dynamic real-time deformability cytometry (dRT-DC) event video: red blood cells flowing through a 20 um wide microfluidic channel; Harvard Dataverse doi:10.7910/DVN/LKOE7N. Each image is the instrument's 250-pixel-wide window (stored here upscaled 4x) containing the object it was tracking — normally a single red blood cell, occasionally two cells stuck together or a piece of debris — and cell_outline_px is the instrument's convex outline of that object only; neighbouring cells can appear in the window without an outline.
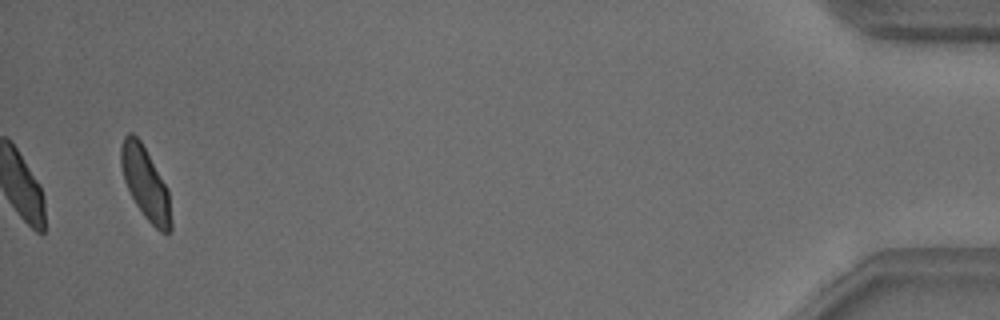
{"species": "common noctule bat (a hibernating species)", "species_latin": "Nyctalus noctula", "temperature_condition": "warm", "stored_images_in_passage": 39, "camera_frame_rate_fps": 3000, "um_per_image_px": 0.085, "animal": {"sex": "male", "body_mass_g": 18.8}, "frame": {"image": 1, "passage_image": 39, "time_ms": 12.667, "image_size_px": [1000, 320], "cell_outline_px": [[172, 228], [168, 232], [160, 232], [144, 216], [136, 204], [124, 180], [120, 164], [120, 148], [124, 136], [128, 132], [132, 132], [140, 140], [168, 188], [172, 220]], "centroid_in_image_um": [12.36, 15.57], "position_along_channel_um": 422.8, "area_um2": 20.98}, "authors_computed_cell_mechanics": {"area_um2": 21.7328, "velocity_mm_per_s": 3.8091, "shape_relaxation_time_tau1_ms": 3.901, "shape_relaxation_time_tau2_ms": 1.928, "deformation_change_tau1": 0.1097, "deformation_change_tau2": 0.0653}}